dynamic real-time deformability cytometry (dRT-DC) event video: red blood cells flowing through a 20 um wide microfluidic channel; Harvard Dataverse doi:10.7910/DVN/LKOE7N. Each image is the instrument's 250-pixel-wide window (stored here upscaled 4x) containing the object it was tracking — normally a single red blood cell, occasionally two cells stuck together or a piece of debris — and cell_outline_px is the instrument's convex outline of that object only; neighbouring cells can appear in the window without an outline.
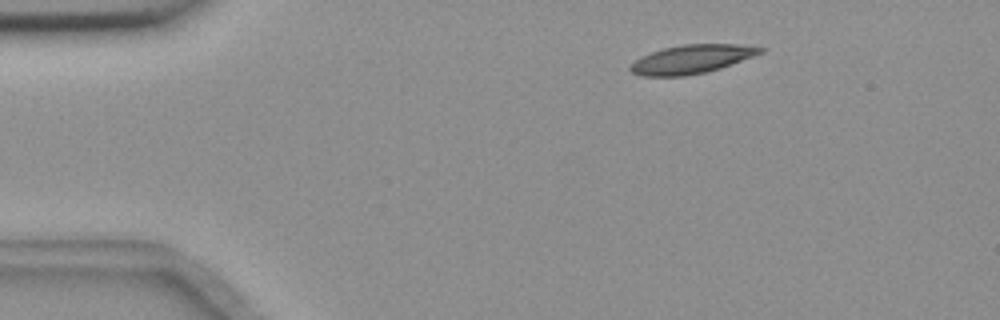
{"species": "common noctule bat (a hibernating species)", "species_latin": "Nyctalus noctula", "temperature_condition": "room temperature", "stored_images_in_passage": 3, "camera_frame_rate_fps": 3000, "um_per_image_px": 0.085, "animal": {"sex": "female", "body_mass_g": 18.4}, "frame": {"image": 1, "passage_image": 2, "time_ms": 0.333, "image_size_px": [1000, 320], "cell_outline_px": [[768, 48], [764, 52], [720, 68], [704, 72], [684, 76], [640, 76], [632, 72], [628, 68], [640, 56], [664, 48], [684, 44], [736, 44]], "centroid_in_image_um": [58.79, 5.02], "position_along_channel_um": 26.2, "area_um2": 21.56}}